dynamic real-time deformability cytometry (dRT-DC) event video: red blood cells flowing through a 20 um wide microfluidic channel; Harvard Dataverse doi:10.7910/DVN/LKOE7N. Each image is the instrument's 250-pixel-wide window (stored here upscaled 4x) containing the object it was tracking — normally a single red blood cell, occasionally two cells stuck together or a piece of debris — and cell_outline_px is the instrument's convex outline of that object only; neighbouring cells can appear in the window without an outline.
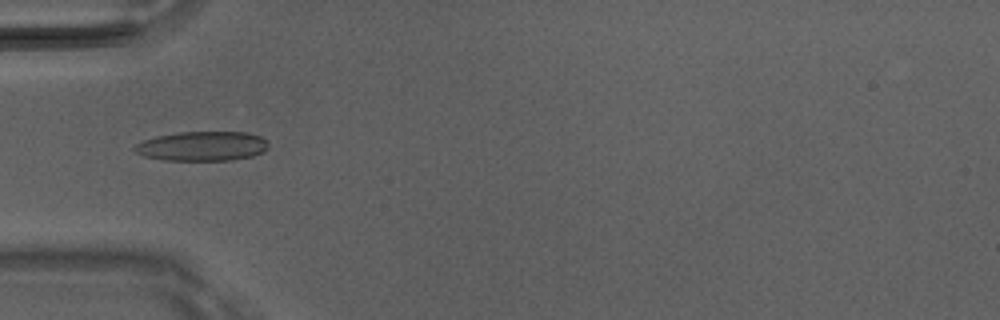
{"species": "Egyptian fruit bat (a non-hibernating species)", "species_latin": "Rousettus aegyptiacus", "temperature_condition": "room temperature", "stored_images_in_passage": 5, "camera_frame_rate_fps": 3000, "um_per_image_px": 0.085, "animal": {"sex": "male"}, "frame": {"image": 1, "passage_image": 5, "time_ms": 1.333, "image_size_px": [1000, 320], "cell_outline_px": [[268, 148], [264, 152], [252, 156], [232, 160], [164, 160], [144, 156], [136, 152], [132, 148], [136, 144], [144, 140], [156, 136], [180, 132], [248, 132], [260, 136], [268, 144]], "centroid_in_image_um": [17.19, 12.42], "position_along_channel_um": 67.8, "area_um2": 23.0}}